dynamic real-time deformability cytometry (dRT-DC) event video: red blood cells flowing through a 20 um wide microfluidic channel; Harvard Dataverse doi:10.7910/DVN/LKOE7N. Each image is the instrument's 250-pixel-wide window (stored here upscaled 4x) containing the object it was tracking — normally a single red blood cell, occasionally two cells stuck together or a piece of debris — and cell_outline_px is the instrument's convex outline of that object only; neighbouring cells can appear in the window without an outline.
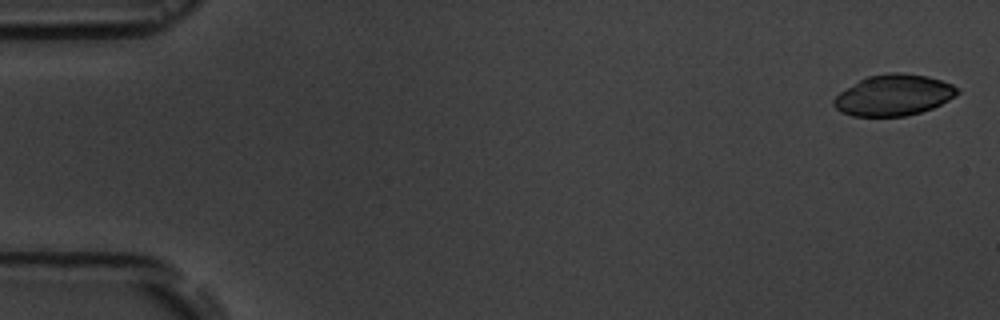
{"species": "common noctule bat (a hibernating species)", "species_latin": "Nyctalus noctula", "temperature_condition": "room temperature", "stored_images_in_passage": 6, "camera_frame_rate_fps": 3000, "um_per_image_px": 0.085, "animal": {"sex": "male", "body_mass_g": 19.5, "forearm_length_mm": 54.6}, "frame": {"image": 1, "passage_image": 1, "time_ms": 0.0, "image_size_px": [1000, 320], "cell_outline_px": [[960, 92], [956, 96], [932, 108], [920, 112], [904, 116], [852, 116], [840, 112], [832, 104], [832, 100], [840, 92], [860, 80], [868, 76], [888, 72], [900, 72], [928, 76], [952, 84]], "centroid_in_image_um": [75.94, 8.08], "position_along_channel_um": 9.1, "area_um2": 29.48}}